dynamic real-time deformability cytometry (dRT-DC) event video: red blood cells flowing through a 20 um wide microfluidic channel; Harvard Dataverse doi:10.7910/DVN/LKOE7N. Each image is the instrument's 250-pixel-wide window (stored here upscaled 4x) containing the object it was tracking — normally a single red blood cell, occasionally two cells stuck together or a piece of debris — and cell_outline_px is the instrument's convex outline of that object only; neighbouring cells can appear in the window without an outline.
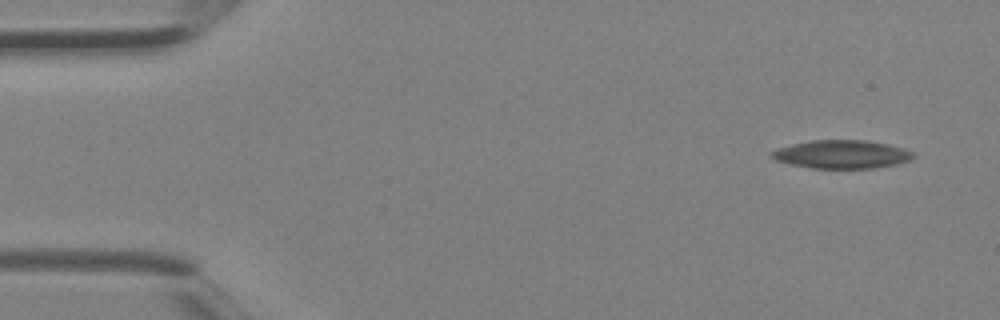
{"species": "Egyptian fruit bat (a non-hibernating species)", "species_latin": "Rousettus aegyptiacus", "temperature_condition": "room temperature", "stored_images_in_passage": 5, "camera_frame_rate_fps": 3000, "um_per_image_px": 0.085, "animal": {"sex": "female"}, "frame": {"image": 1, "passage_image": 1, "time_ms": 0.0, "image_size_px": [1000, 320], "cell_outline_px": [[916, 156], [912, 160], [896, 164], [876, 168], [812, 168], [792, 164], [776, 160], [768, 156], [768, 152], [792, 144], [812, 140], [868, 140], [888, 144], [904, 148], [912, 152]], "centroid_in_image_um": [71.57, 13.11], "position_along_channel_um": 13.4, "area_um2": 23.47}}
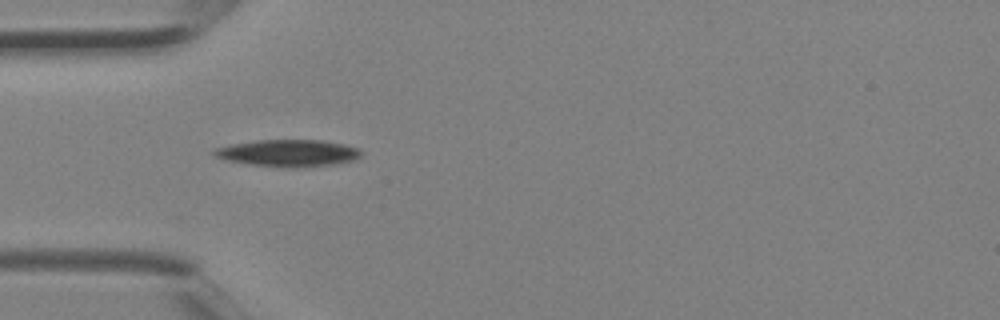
{"frame": {"image": 2, "passage_image": 4, "time_ms": 1.0, "image_size_px": [1000, 320], "cell_outline_px": [[364, 152], [356, 160], [336, 164], [296, 168], [284, 168], [252, 164], [228, 160], [216, 156], [212, 152], [212, 148], [232, 144], [256, 140], [324, 140], [344, 144], [360, 148]], "centroid_in_image_um": [24.56, 13.01], "position_along_channel_um": 60.4, "area_um2": 23.35}}
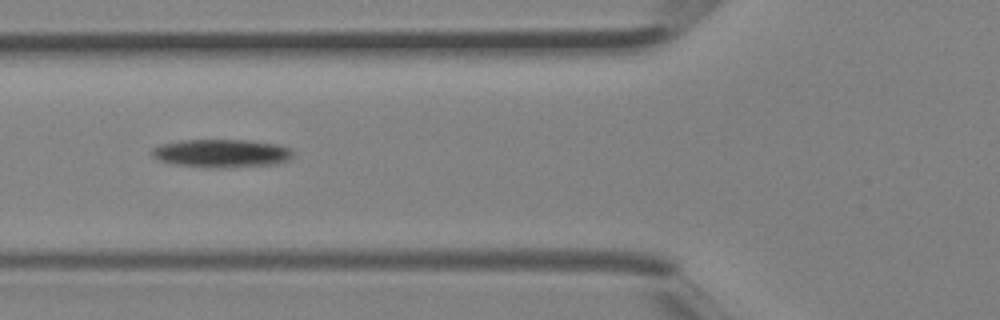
{"frame": {"image": 3, "passage_image": 5, "time_ms": 1.333, "image_size_px": [1000, 320], "cell_outline_px": [[296, 152], [288, 160], [276, 164], [220, 168], [172, 164], [160, 160], [152, 156], [152, 148], [160, 144], [180, 140], [248, 140], [276, 144], [292, 148]], "centroid_in_image_um": [18.86, 13.02], "position_along_channel_um": 106.9, "area_um2": 23.29}}